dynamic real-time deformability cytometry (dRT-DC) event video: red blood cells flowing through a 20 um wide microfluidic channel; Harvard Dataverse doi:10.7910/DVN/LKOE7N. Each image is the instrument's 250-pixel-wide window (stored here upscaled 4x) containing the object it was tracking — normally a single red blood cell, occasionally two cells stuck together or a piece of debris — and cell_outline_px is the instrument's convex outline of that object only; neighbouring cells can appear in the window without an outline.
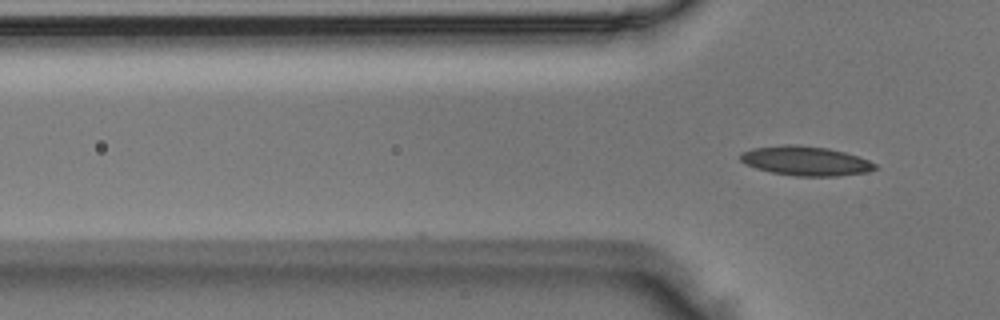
{"species": "Egyptian fruit bat (a non-hibernating species)", "species_latin": "Rousettus aegyptiacus", "temperature_condition": "room temperature", "stored_images_in_passage": 3, "camera_frame_rate_fps": 3000, "um_per_image_px": 0.085, "animal": {"sex": "male"}, "frame": {"image": 1, "passage_image": 3, "time_ms": 0.667, "image_size_px": [1000, 320], "cell_outline_px": [[876, 168], [868, 172], [836, 176], [796, 176], [772, 172], [756, 168], [744, 164], [740, 160], [740, 152], [752, 148], [784, 144], [796, 144], [828, 148], [844, 152], [868, 160], [876, 164]], "centroid_in_image_um": [68.43, 13.67], "position_along_channel_um": 57.4, "area_um2": 23.06}}